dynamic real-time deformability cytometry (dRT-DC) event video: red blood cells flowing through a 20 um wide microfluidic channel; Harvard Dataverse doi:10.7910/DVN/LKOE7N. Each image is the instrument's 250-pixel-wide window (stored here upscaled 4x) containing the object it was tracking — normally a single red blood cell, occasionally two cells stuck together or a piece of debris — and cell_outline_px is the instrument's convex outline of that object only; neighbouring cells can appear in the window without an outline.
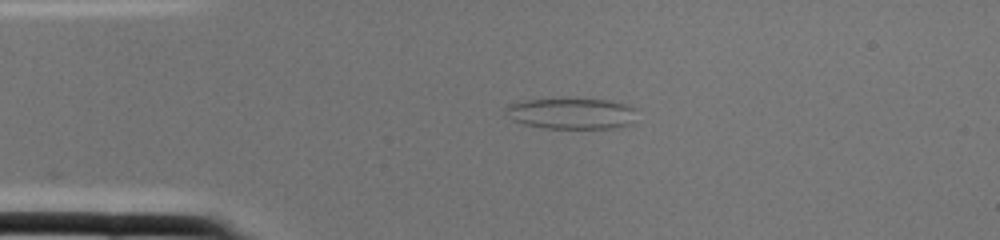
{"species": "common noctule bat (a hibernating species)", "species_latin": "Nyctalus noctula", "temperature_condition": "cold", "stored_images_in_passage": 1, "camera_frame_rate_fps": 3000, "um_per_image_px": 0.085, "animal": {"sex": "female", "body_mass_g": 22.0, "forearm_length_mm": 56.7}, "frame": {"image": 1, "passage_image": 1, "time_ms": 0.0, "image_size_px": [1000, 240], "cell_outline_px": [[636, 108], [632, 124], [612, 128], [544, 128], [524, 124], [512, 120], [504, 108], [508, 104], [524, 100], [568, 96], [612, 100]], "centroid_in_image_um": [48.56, 9.59], "position_along_channel_um": 36.4, "area_um2": 24.62}}